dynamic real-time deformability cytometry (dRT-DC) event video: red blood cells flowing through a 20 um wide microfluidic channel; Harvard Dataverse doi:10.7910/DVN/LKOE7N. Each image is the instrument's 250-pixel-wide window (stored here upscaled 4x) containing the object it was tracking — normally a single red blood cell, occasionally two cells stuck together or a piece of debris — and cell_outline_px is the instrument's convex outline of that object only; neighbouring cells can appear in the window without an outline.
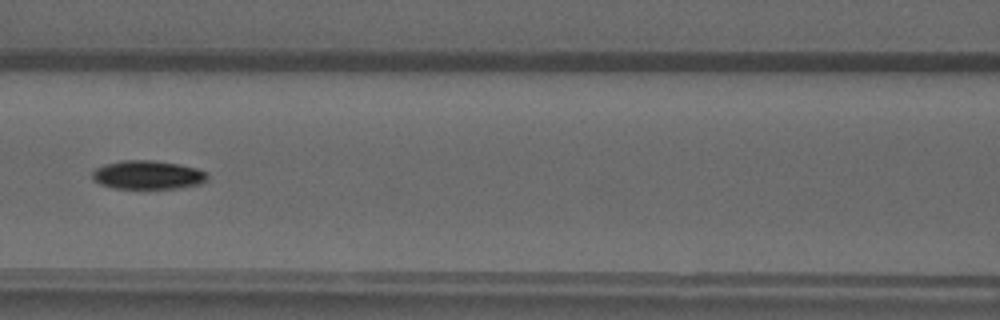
{"species": "common noctule bat (a hibernating species)", "species_latin": "Nyctalus noctula", "temperature_condition": "warm", "stored_images_in_passage": 36, "camera_frame_rate_fps": 3000, "um_per_image_px": 0.085, "animal": {"sex": "male", "forearm_length_mm": 52.5}, "frame": {"image": 1, "passage_image": 9, "time_ms": 2.667, "image_size_px": [1000, 320], "cell_outline_px": [[208, 176], [200, 184], [176, 188], [112, 188], [100, 184], [92, 180], [92, 172], [96, 168], [104, 164], [120, 160], [152, 160], [180, 164], [196, 168], [204, 172]], "centroid_in_image_um": [12.5, 14.86], "position_along_channel_um": 154.1, "area_um2": 19.19}}
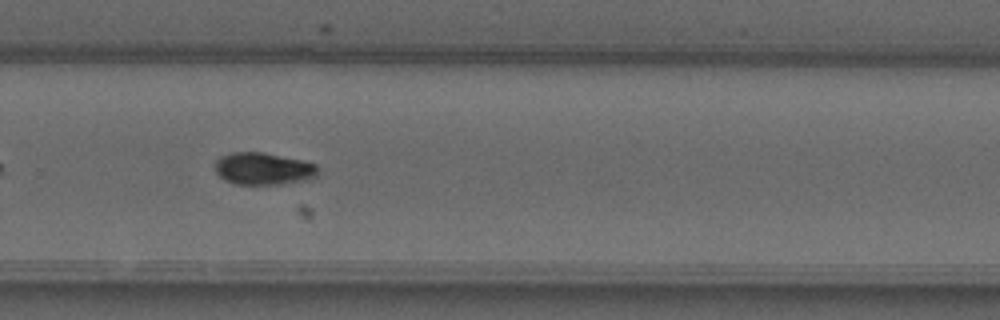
{"frame": {"image": 2, "passage_image": 20, "time_ms": 6.333, "image_size_px": [1000, 320], "cell_outline_px": [[316, 176], [304, 180], [280, 184], [236, 184], [220, 176], [216, 172], [216, 160], [220, 156], [232, 152], [264, 152], [300, 160], [316, 164]], "centroid_in_image_um": [22.35, 14.33], "position_along_channel_um": 307.4, "area_um2": 18.96}}
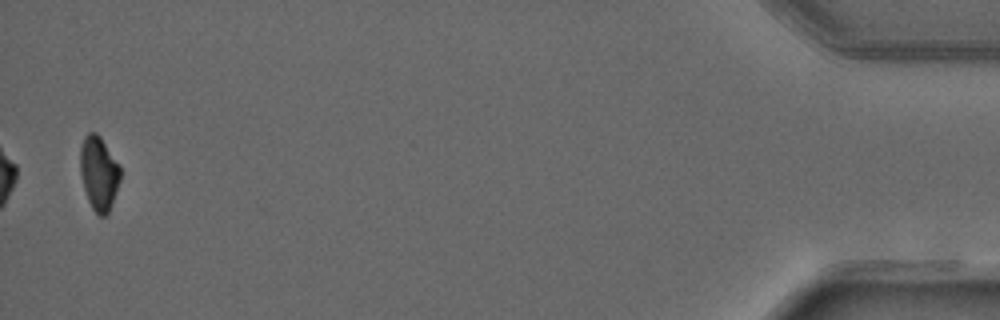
{"frame": {"image": 3, "passage_image": 35, "time_ms": 11.333, "image_size_px": [1000, 320], "cell_outline_px": [[120, 180], [108, 212], [104, 216], [100, 216], [92, 208], [88, 200], [84, 188], [80, 172], [80, 148], [84, 136], [88, 132], [96, 132], [100, 136], [120, 164]], "centroid_in_image_um": [8.4, 14.67], "position_along_channel_um": 426.8, "area_um2": 17.22}}